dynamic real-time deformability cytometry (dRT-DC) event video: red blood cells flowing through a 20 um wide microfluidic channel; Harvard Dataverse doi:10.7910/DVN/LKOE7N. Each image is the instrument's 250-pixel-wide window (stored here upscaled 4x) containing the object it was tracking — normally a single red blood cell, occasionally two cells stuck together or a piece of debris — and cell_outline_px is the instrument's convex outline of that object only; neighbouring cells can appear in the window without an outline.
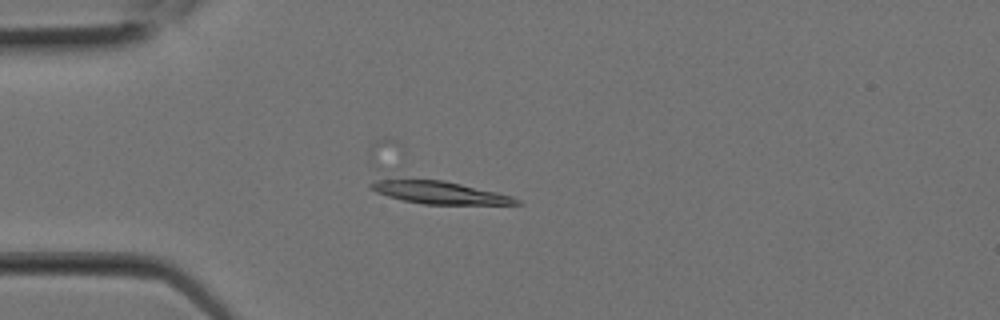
{"species": "Egyptian fruit bat (a non-hibernating species)", "species_latin": "Rousettus aegyptiacus", "temperature_condition": "room temperature", "stored_images_in_passage": 2, "camera_frame_rate_fps": 3000, "um_per_image_px": 0.085, "animal": {"sex": "female"}, "frame": {"image": 1, "passage_image": 2, "time_ms": 0.333, "image_size_px": [1000, 320], "cell_outline_px": [[524, 204], [424, 204], [404, 200], [388, 196], [376, 192], [368, 188], [368, 184], [376, 164], [496, 192], [512, 196], [520, 200]], "centroid_in_image_um": [36.67, 16.08], "position_along_channel_um": 48.3, "area_um2": 23.18}}